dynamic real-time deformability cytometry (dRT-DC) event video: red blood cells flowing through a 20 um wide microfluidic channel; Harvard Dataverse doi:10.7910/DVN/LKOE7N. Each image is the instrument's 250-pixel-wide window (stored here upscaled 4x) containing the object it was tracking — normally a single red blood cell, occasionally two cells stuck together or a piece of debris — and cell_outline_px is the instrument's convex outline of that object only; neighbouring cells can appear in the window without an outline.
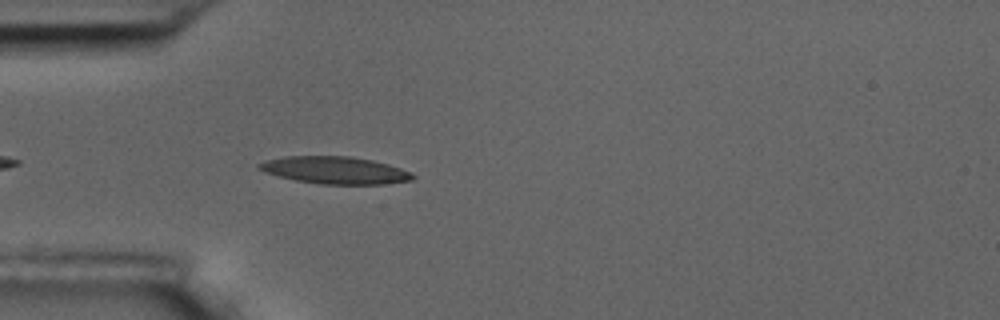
{"species": "common noctule bat (a hibernating species)", "species_latin": "Nyctalus noctula", "temperature_condition": "room temperature", "stored_images_in_passage": 41, "camera_frame_rate_fps": 3000, "um_per_image_px": 0.085, "animal": {"sex": "male", "body_mass_g": 17.5, "forearm_length_mm": 52.3}, "frame": {"image": 1, "passage_image": 4, "time_ms": 1.0, "image_size_px": [1000, 320], "cell_outline_px": [[416, 176], [412, 180], [384, 184], [320, 184], [296, 180], [264, 172], [256, 168], [256, 164], [268, 160], [284, 156], [352, 156], [372, 160], [388, 164], [412, 172]], "centroid_in_image_um": [28.48, 14.46], "position_along_channel_um": 56.5, "area_um2": 24.45}}
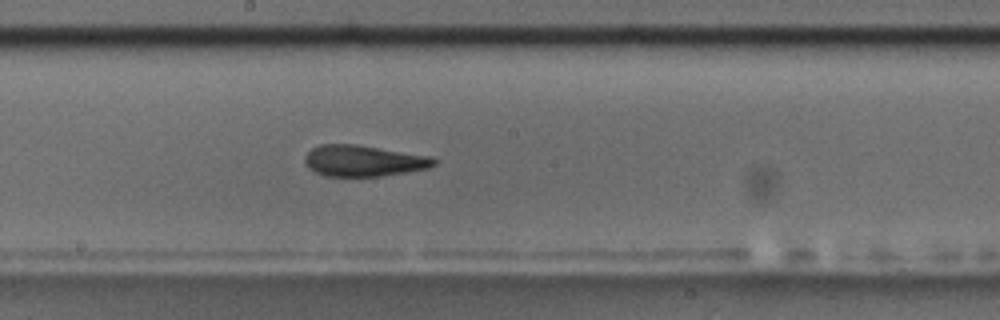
{"frame": {"image": 2, "passage_image": 18, "time_ms": 5.667, "image_size_px": [1000, 320], "cell_outline_px": [[436, 164], [428, 168], [380, 176], [324, 176], [308, 168], [304, 164], [304, 156], [312, 148], [320, 144], [356, 144], [432, 156], [436, 160]], "centroid_in_image_um": [30.87, 13.66], "position_along_channel_um": 217.3, "area_um2": 23.52}}
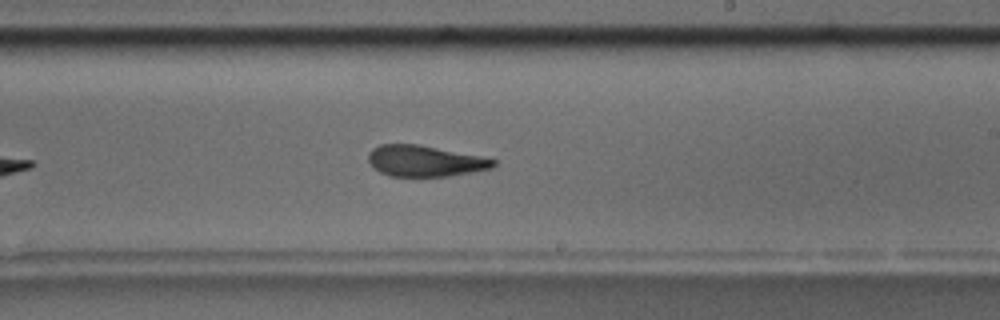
{"frame": {"image": 3, "passage_image": 21, "time_ms": 6.667, "image_size_px": [1000, 320], "cell_outline_px": [[496, 164], [492, 168], [448, 176], [388, 176], [372, 168], [368, 160], [368, 152], [372, 148], [380, 144], [420, 144], [480, 156], [496, 160]], "centroid_in_image_um": [36.06, 13.67], "position_along_channel_um": 252.9, "area_um2": 22.72}, "authors_computed_cell_mechanics": {"area_um2": 23.4668, "velocity_mm_per_s": 3.571, "shape_relaxation_time_tau1_ms": 10.749, "shape_relaxation_time_tau2_ms": 2.5866, "deformation_change_tau1": 0.2585, "deformation_change_tau2": 0.1158}}